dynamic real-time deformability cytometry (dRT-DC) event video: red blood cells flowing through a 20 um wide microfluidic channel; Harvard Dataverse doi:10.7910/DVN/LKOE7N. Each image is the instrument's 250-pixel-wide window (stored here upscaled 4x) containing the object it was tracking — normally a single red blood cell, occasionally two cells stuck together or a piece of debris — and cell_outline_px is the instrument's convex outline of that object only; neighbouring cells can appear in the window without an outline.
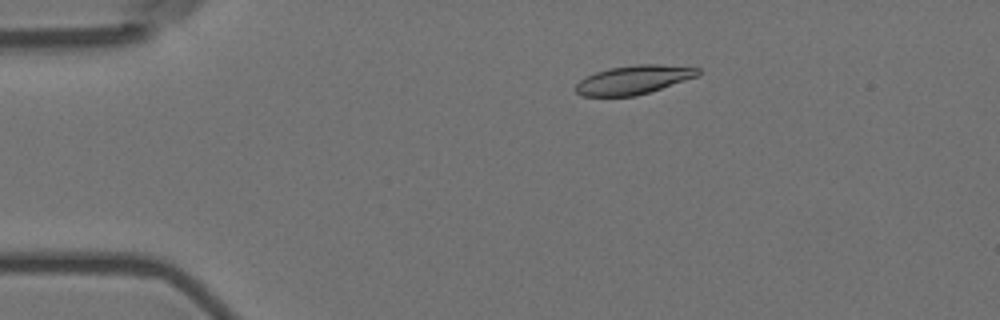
{"species": "Egyptian fruit bat (a non-hibernating species)", "species_latin": "Rousettus aegyptiacus", "temperature_condition": "room temperature", "stored_images_in_passage": 12, "camera_frame_rate_fps": 3000, "um_per_image_px": 0.085, "animal": {"sex": "female"}, "frame": {"image": 1, "passage_image": 4, "time_ms": 1.0, "image_size_px": [1000, 320], "cell_outline_px": [[700, 72], [696, 76], [636, 96], [580, 96], [576, 92], [576, 84], [584, 76], [608, 68], [636, 64], [660, 64], [700, 68]], "centroid_in_image_um": [53.79, 6.77], "position_along_channel_um": 31.2, "area_um2": 20.35}}